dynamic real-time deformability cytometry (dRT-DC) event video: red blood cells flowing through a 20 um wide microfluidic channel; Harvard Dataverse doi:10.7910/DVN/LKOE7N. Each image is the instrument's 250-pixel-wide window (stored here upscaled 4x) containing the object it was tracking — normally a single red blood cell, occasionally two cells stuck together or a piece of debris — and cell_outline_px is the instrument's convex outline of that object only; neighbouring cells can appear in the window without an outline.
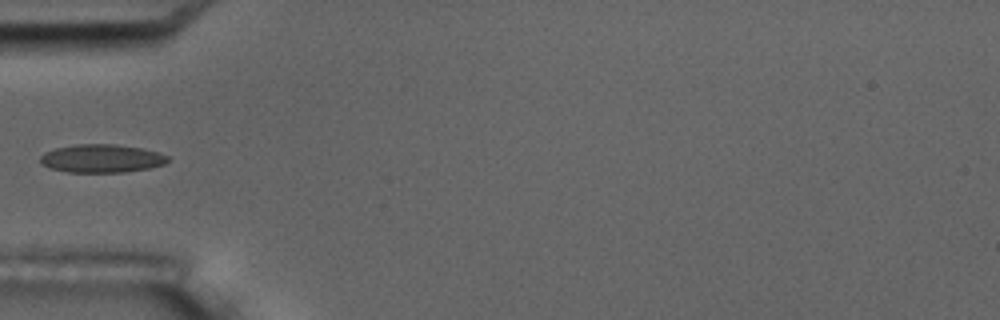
{"species": "common noctule bat (a hibernating species)", "species_latin": "Nyctalus noctula", "temperature_condition": "room temperature", "stored_images_in_passage": 6, "camera_frame_rate_fps": 3000, "um_per_image_px": 0.085, "animal": {"sex": "male", "body_mass_g": 17.5, "forearm_length_mm": 52.3}, "frame": {"image": 1, "passage_image": 5, "time_ms": 4.667, "image_size_px": [1000, 320], "cell_outline_px": [[172, 160], [164, 164], [148, 168], [124, 172], [68, 172], [52, 168], [40, 164], [40, 156], [44, 152], [56, 148], [76, 144], [116, 144], [144, 148], [160, 152], [168, 156]], "centroid_in_image_um": [8.67, 13.46], "position_along_channel_um": 76.3, "area_um2": 21.15}}